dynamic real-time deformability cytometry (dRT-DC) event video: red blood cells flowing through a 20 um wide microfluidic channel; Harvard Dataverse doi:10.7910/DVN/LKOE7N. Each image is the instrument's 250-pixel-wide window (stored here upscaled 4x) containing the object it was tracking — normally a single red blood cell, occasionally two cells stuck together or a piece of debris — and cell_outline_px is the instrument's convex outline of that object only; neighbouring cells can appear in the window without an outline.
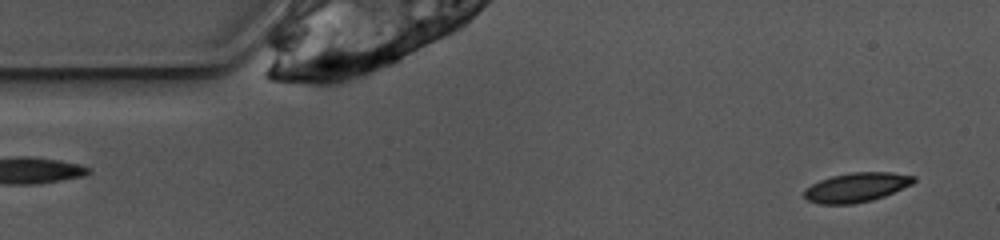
{"species": "common noctule bat (a hibernating species)", "species_latin": "Nyctalus noctula", "temperature_condition": "warm", "stored_images_in_passage": 4, "camera_frame_rate_fps": 3000, "um_per_image_px": 0.085, "animal": {"sex": "female", "body_mass_g": 10.0, "forearm_length_mm": 53.1}, "frame": {"image": 1, "passage_image": 1, "time_ms": 0.0, "image_size_px": [1000, 240], "cell_outline_px": [[916, 180], [912, 184], [884, 196], [872, 200], [852, 204], [820, 204], [808, 200], [804, 196], [804, 188], [820, 180], [832, 176], [852, 172], [892, 172], [916, 176]], "centroid_in_image_um": [72.8, 15.92], "position_along_channel_um": 12.2, "area_um2": 18.73}}